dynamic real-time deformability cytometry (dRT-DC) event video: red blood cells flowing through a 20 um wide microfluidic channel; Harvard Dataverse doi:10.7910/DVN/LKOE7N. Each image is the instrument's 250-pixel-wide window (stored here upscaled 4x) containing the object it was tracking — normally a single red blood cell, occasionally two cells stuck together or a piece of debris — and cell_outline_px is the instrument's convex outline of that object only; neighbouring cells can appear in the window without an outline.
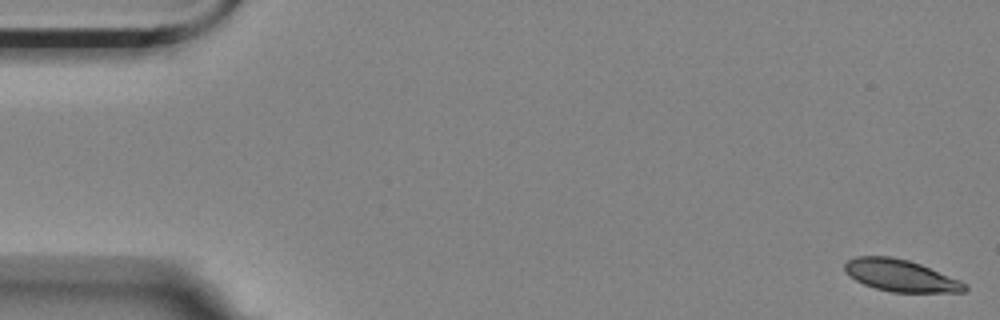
{"species": "Egyptian fruit bat (a non-hibernating species)", "species_latin": "Rousettus aegyptiacus", "temperature_condition": "room temperature", "stored_images_in_passage": 6, "segment_of_instrument_passage": [2, 2], "camera_frame_rate_fps": 3000, "um_per_image_px": 0.085, "animal": {"sex": "female"}, "frame": {"image": 1, "passage_image": 6, "time_ms": 1.667, "image_size_px": [1000, 320], "cell_outline_px": [[968, 288], [964, 292], [892, 292], [876, 288], [864, 284], [856, 280], [844, 272], [844, 264], [848, 260], [856, 256], [888, 256], [908, 260], [920, 264], [960, 280]], "centroid_in_image_um": [76.52, 23.42], "position_along_channel_um": 8.5, "area_um2": 22.14}}